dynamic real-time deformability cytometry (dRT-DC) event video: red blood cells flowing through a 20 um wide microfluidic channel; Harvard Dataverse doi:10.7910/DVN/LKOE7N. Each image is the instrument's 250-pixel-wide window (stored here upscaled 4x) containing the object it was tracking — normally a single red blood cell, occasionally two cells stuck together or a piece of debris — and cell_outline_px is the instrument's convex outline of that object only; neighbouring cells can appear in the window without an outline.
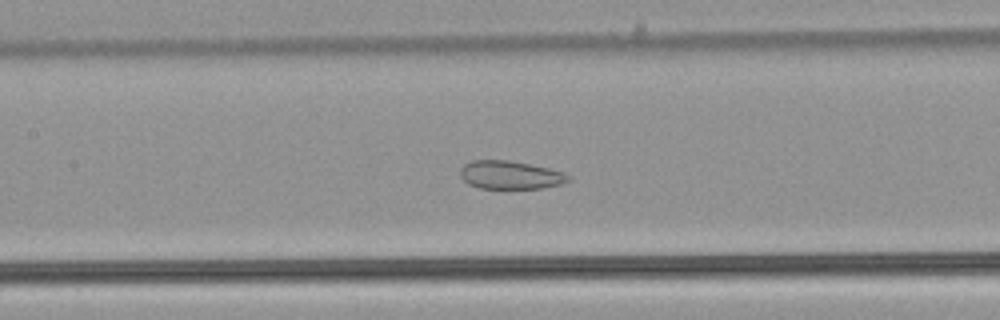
{"species": "common noctule bat (a hibernating species)", "species_latin": "Nyctalus noctula", "temperature_condition": "warm", "stored_images_in_passage": 43, "camera_frame_rate_fps": 3000, "um_per_image_px": 0.085, "animal": {"sex": "male", "body_mass_g": 21.5, "forearm_length_mm": 52.0}, "frame": {"image": 1, "passage_image": 16, "time_ms": 5.0, "image_size_px": [1000, 320], "cell_outline_px": [[572, 180], [564, 184], [544, 188], [480, 188], [468, 184], [460, 176], [460, 168], [464, 164], [472, 160], [508, 160], [548, 168], [564, 172], [572, 176]], "centroid_in_image_um": [43.42, 14.88], "position_along_channel_um": 164.0, "area_um2": 17.98}}
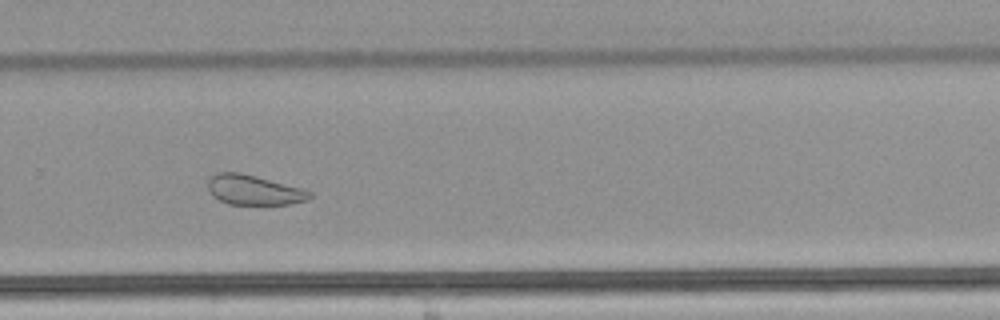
{"frame": {"image": 2, "passage_image": 27, "time_ms": 8.667, "image_size_px": [1000, 320], "cell_outline_px": [[312, 196], [308, 200], [288, 204], [228, 204], [212, 196], [208, 188], [208, 180], [216, 172], [240, 172], [304, 188], [312, 192]], "centroid_in_image_um": [21.59, 16.14], "position_along_channel_um": 308.2, "area_um2": 17.8}}
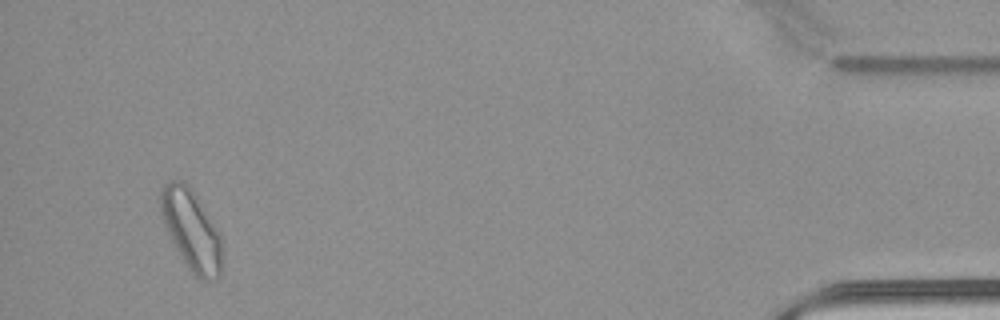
{"frame": {"image": 3, "passage_image": 41, "time_ms": 13.333, "image_size_px": [1000, 320], "cell_outline_px": [[220, 276], [216, 280], [200, 280], [188, 268], [172, 240], [164, 224], [160, 212], [160, 188], [168, 180], [184, 180], [192, 188], [216, 228], [220, 236]], "centroid_in_image_um": [16.23, 19.49], "position_along_channel_um": 419.0, "area_um2": 28.38}, "authors_computed_cell_mechanics": {"area_um2": 22.3108, "velocity_mm_per_s": 3.9388, "shape_relaxation_time_tau1_ms": null, "shape_relaxation_time_tau2_ms": 2.7097, "deformation_change_tau1": null, "deformation_change_tau2": 0.0968}}